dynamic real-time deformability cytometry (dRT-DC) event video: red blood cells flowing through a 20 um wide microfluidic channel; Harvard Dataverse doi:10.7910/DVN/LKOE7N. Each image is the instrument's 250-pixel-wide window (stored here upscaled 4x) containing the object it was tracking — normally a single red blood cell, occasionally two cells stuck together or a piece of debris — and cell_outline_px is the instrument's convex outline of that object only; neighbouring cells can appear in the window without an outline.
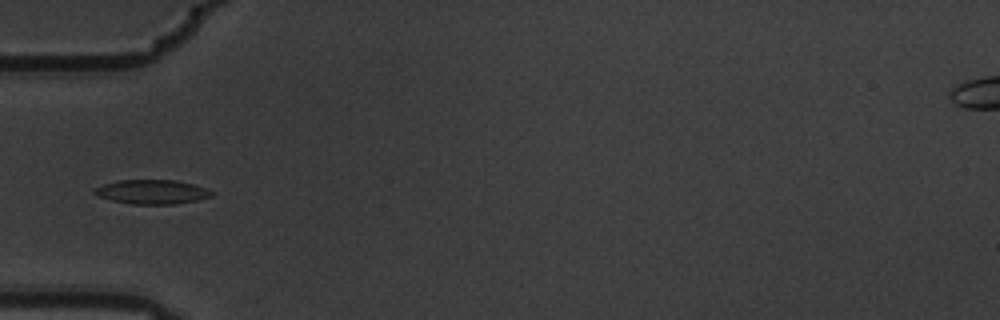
{"species": "common noctule bat (a hibernating species)", "species_latin": "Nyctalus noctula", "temperature_condition": "warm", "stored_images_in_passage": 5, "camera_frame_rate_fps": 3000, "um_per_image_px": 0.085, "animal": {"sex": "male", "body_mass_g": 19.5, "forearm_length_mm": 54.6}, "frame": {"image": 1, "passage_image": 5, "time_ms": 1.333, "image_size_px": [1000, 320], "cell_outline_px": [[216, 192], [212, 196], [196, 200], [176, 204], [132, 204], [112, 200], [96, 196], [92, 192], [92, 188], [104, 184], [120, 180], [176, 180], [208, 188]], "centroid_in_image_um": [12.92, 16.31], "position_along_channel_um": 72.1, "area_um2": 16.7}}